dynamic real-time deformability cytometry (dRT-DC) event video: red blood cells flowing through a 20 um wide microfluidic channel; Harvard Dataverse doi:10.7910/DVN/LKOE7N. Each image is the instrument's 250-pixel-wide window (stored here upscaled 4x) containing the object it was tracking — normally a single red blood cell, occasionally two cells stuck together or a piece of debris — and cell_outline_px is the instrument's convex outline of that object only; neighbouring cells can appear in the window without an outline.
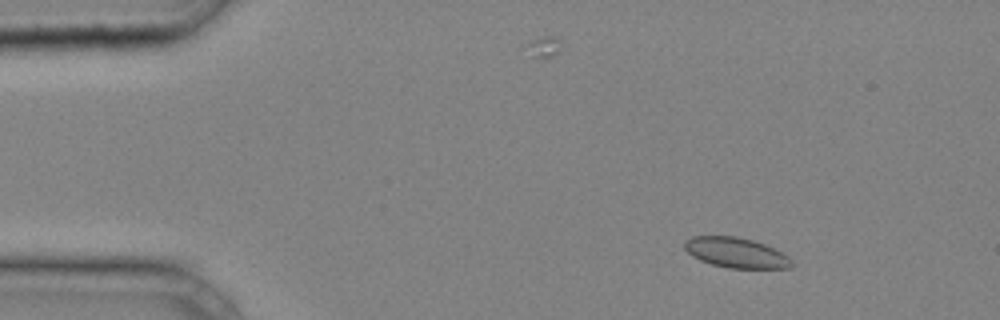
{"species": "common noctule bat (a hibernating species)", "species_latin": "Nyctalus noctula", "temperature_condition": "cold", "stored_images_in_passage": 42, "camera_frame_rate_fps": 3000, "um_per_image_px": 0.085, "animal": {"sex": "male", "body_mass_g": 20.4}, "frame": {"image": 1, "passage_image": 6, "time_ms": 1.667, "image_size_px": [1000, 320], "cell_outline_px": [[792, 268], [728, 268], [712, 264], [700, 260], [692, 256], [684, 248], [684, 240], [692, 236], [736, 236], [752, 240], [764, 244], [788, 256], [792, 260]], "centroid_in_image_um": [62.53, 21.47], "position_along_channel_um": 22.5, "area_um2": 18.79}}
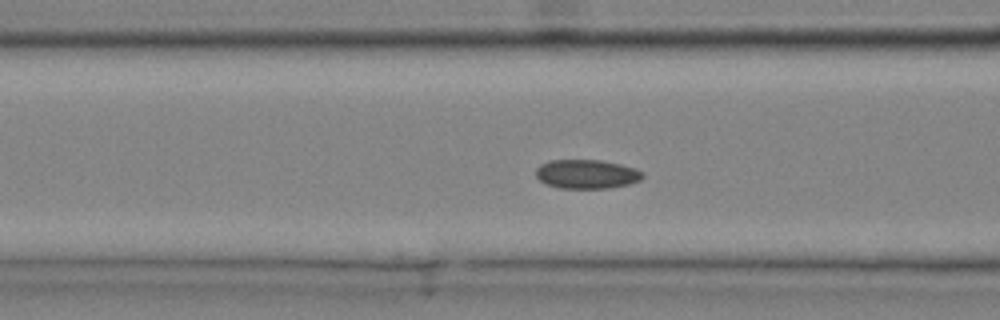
{"frame": {"image": 2, "passage_image": 17, "time_ms": 5.333, "image_size_px": [1000, 320], "cell_outline_px": [[644, 176], [640, 180], [628, 184], [608, 188], [560, 188], [544, 184], [536, 176], [536, 168], [540, 164], [548, 160], [600, 160], [620, 164], [636, 168], [644, 172]], "centroid_in_image_um": [49.86, 14.79], "position_along_channel_um": 116.7, "area_um2": 18.21}}
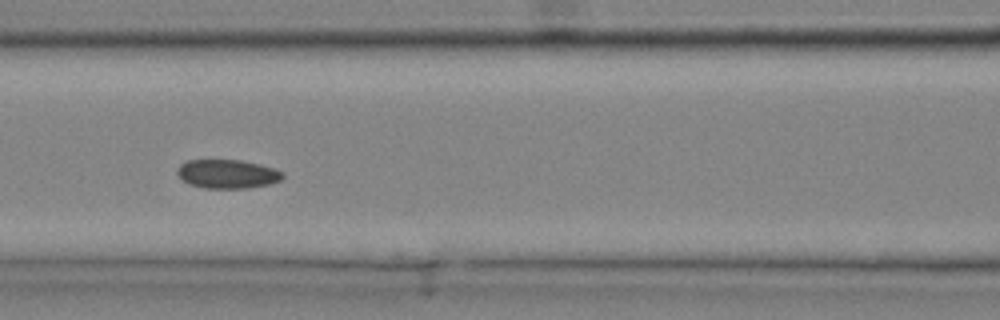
{"frame": {"image": 3, "passage_image": 19, "time_ms": 6.0, "image_size_px": [1000, 320], "cell_outline_px": [[284, 176], [280, 180], [268, 184], [248, 188], [204, 188], [188, 184], [176, 172], [176, 168], [180, 164], [188, 160], [240, 160], [260, 164], [276, 168], [284, 172]], "centroid_in_image_um": [19.34, 14.78], "position_along_channel_um": 147.3, "area_um2": 17.8}}